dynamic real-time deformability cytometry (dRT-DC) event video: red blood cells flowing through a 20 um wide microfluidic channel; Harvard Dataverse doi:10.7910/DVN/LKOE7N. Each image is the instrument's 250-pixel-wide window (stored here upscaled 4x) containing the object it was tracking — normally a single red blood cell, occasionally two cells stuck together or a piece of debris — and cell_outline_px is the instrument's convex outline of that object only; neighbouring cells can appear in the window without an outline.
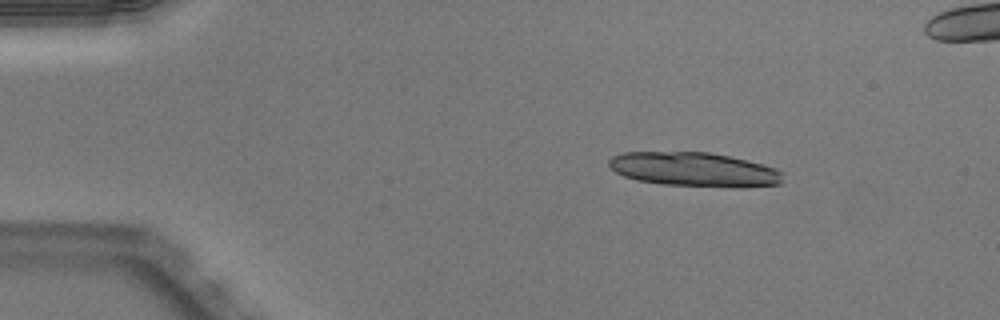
{"species": "Egyptian fruit bat (a non-hibernating species)", "species_latin": "Rousettus aegyptiacus", "temperature_condition": "warm", "stored_images_in_passage": 25, "camera_frame_rate_fps": 3000, "um_per_image_px": 0.085, "animal": {"sex": "male"}, "frame": {"image": 1, "passage_image": 1, "time_ms": 0.0, "image_size_px": [1000, 320], "cell_outline_px": [[784, 184], [744, 188], [732, 188], [660, 184], [636, 180], [624, 176], [616, 172], [608, 164], [608, 160], [612, 156], [620, 152], [708, 152], [748, 160], [776, 168], [784, 172]], "centroid_in_image_um": [59.08, 14.42], "position_along_channel_um": 25.9, "area_um2": 35.37}}